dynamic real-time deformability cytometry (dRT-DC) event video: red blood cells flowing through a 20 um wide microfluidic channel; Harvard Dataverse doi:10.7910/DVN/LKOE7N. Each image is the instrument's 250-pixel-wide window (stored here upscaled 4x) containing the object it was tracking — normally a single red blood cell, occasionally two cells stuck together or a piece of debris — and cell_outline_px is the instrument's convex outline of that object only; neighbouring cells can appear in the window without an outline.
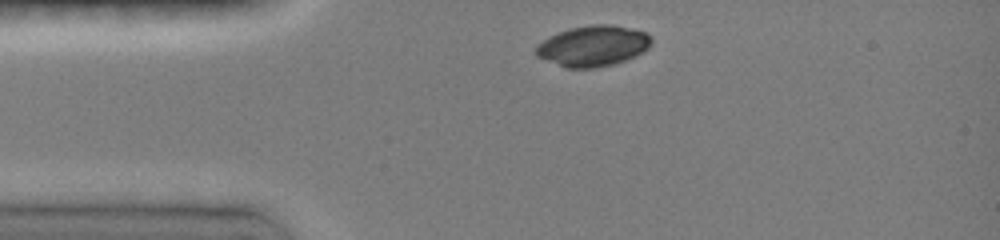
{"species": "common noctule bat (a hibernating species)", "species_latin": "Nyctalus noctula", "temperature_condition": "room temperature", "stored_images_in_passage": 5, "camera_frame_rate_fps": 3000, "um_per_image_px": 0.085, "animal": {"sex": "female", "body_mass_g": 19.0, "forearm_length_mm": 51.5}, "frame": {"image": 1, "passage_image": 1, "time_ms": 0.0, "image_size_px": [1000, 240], "cell_outline_px": [[652, 44], [644, 52], [636, 56], [616, 64], [596, 68], [564, 68], [536, 56], [536, 44], [548, 36], [572, 28], [592, 24], [612, 24], [648, 32], [652, 40]], "centroid_in_image_um": [50.43, 3.91], "position_along_channel_um": 34.6, "area_um2": 27.8}}